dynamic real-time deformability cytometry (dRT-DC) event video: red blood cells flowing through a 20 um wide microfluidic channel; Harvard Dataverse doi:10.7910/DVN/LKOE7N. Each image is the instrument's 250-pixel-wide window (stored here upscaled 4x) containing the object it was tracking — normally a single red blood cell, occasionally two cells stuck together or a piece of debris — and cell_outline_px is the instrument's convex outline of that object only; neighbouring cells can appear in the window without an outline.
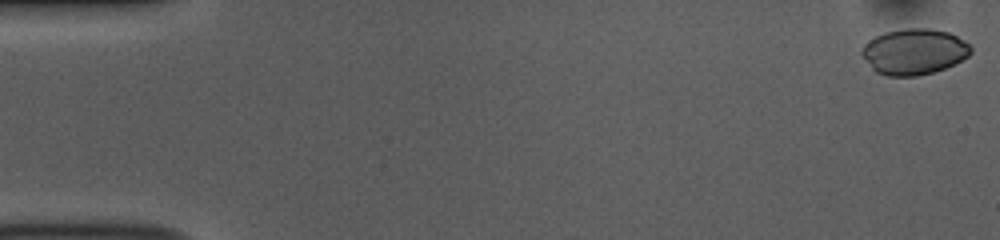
{"species": "common noctule bat (a hibernating species)", "species_latin": "Nyctalus noctula", "temperature_condition": "room temperature", "stored_images_in_passage": 52, "camera_frame_rate_fps": 3000, "um_per_image_px": 0.085, "animal": {"sex": "female", "body_mass_g": 10.0, "forearm_length_mm": 53.1}, "frame": {"image": 1, "passage_image": 1, "time_ms": 0.0, "image_size_px": [1000, 240], "cell_outline_px": [[972, 52], [968, 56], [944, 68], [932, 72], [916, 76], [888, 76], [876, 72], [872, 68], [860, 52], [864, 44], [868, 40], [884, 32], [904, 28], [928, 28], [948, 32], [956, 36], [968, 44], [972, 48]], "centroid_in_image_um": [77.67, 4.38], "position_along_channel_um": 7.3, "area_um2": 28.9}}
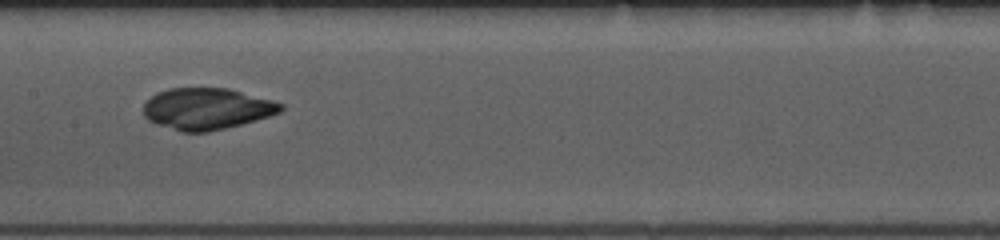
{"frame": {"image": 2, "passage_image": 26, "time_ms": 8.333, "image_size_px": [1000, 240], "cell_outline_px": [[284, 108], [280, 112], [256, 120], [208, 132], [180, 132], [156, 124], [148, 120], [144, 116], [144, 104], [156, 92], [168, 88], [228, 88], [272, 100], [284, 104]], "centroid_in_image_um": [17.56, 9.24], "position_along_channel_um": 189.8, "area_um2": 33.18}}
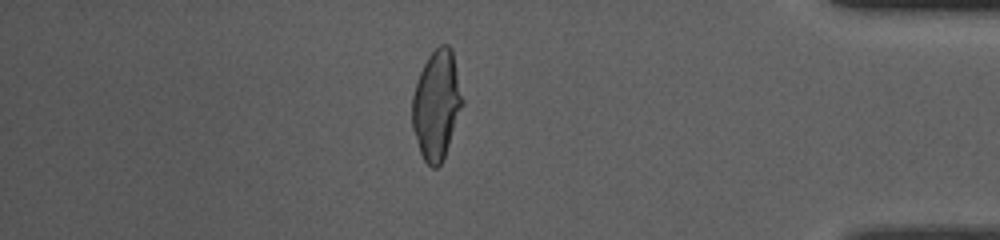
{"frame": {"image": 3, "passage_image": 45, "time_ms": 14.667, "image_size_px": [1000, 240], "cell_outline_px": [[464, 104], [444, 156], [440, 164], [436, 168], [432, 168], [424, 160], [420, 152], [412, 128], [412, 96], [420, 72], [428, 56], [440, 44], [448, 44], [452, 48], [464, 100]], "centroid_in_image_um": [37.12, 8.89], "position_along_channel_um": 398.1, "area_um2": 31.96}}